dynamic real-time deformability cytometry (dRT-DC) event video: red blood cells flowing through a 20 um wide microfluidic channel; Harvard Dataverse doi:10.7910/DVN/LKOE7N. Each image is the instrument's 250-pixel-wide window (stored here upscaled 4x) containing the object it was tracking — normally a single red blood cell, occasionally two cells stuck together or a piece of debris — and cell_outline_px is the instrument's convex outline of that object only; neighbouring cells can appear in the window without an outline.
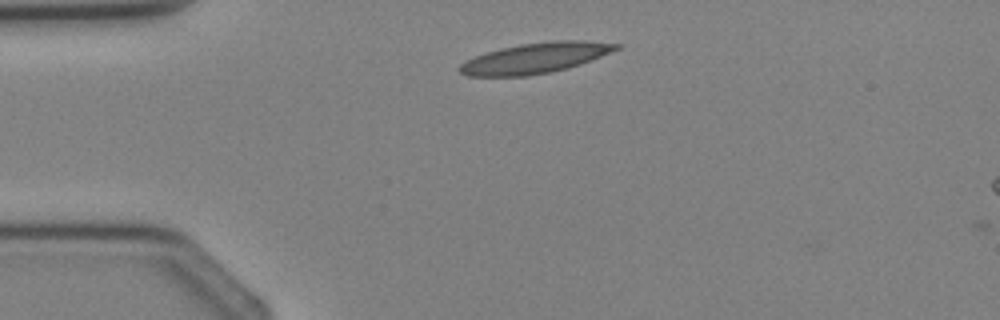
{"species": "Egyptian fruit bat (a non-hibernating species)", "species_latin": "Rousettus aegyptiacus", "temperature_condition": "cold", "stored_images_in_passage": 2, "camera_frame_rate_fps": 3000, "um_per_image_px": 0.085, "animal": {"sex": "female"}, "frame": {"image": 1, "passage_image": 1, "time_ms": 0.0, "image_size_px": [1000, 320], "cell_outline_px": [[624, 44], [620, 48], [580, 64], [568, 68], [548, 72], [524, 76], [468, 76], [460, 72], [456, 68], [464, 60], [484, 52], [500, 48], [520, 44], [556, 40], [588, 40]], "centroid_in_image_um": [45.47, 4.92], "position_along_channel_um": 39.5, "area_um2": 27.92}}